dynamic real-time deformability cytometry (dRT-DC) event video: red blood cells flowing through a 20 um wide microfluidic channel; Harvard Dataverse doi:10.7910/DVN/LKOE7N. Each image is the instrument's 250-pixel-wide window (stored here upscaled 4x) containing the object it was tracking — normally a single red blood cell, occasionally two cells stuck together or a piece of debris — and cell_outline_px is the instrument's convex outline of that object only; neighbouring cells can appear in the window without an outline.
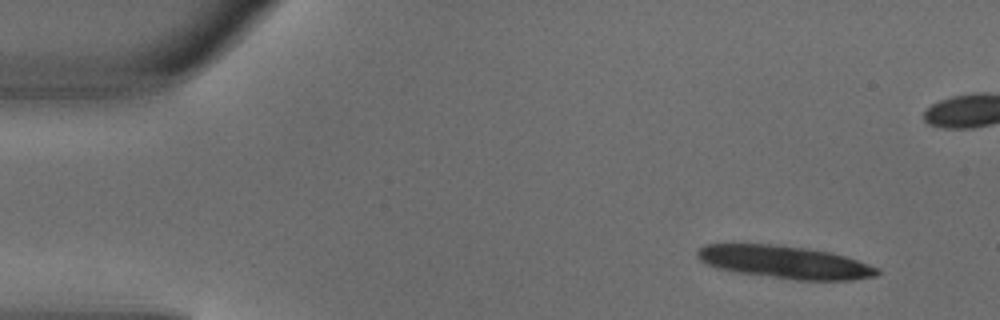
{"species": "common noctule bat (a hibernating species)", "species_latin": "Nyctalus noctula", "temperature_condition": "warm", "stored_images_in_passage": 8, "camera_frame_rate_fps": 3000, "um_per_image_px": 0.085, "animal": {"sex": "male", "body_mass_g": 18.8}, "frame": {"image": 1, "passage_image": 2, "time_ms": 0.333, "image_size_px": [1000, 320], "cell_outline_px": [[880, 272], [876, 276], [852, 280], [796, 280], [736, 272], [716, 268], [700, 260], [696, 256], [696, 252], [704, 244], [776, 244], [808, 248], [832, 252], [880, 268]], "centroid_in_image_um": [66.71, 22.28], "position_along_channel_um": 18.3, "area_um2": 34.39}}